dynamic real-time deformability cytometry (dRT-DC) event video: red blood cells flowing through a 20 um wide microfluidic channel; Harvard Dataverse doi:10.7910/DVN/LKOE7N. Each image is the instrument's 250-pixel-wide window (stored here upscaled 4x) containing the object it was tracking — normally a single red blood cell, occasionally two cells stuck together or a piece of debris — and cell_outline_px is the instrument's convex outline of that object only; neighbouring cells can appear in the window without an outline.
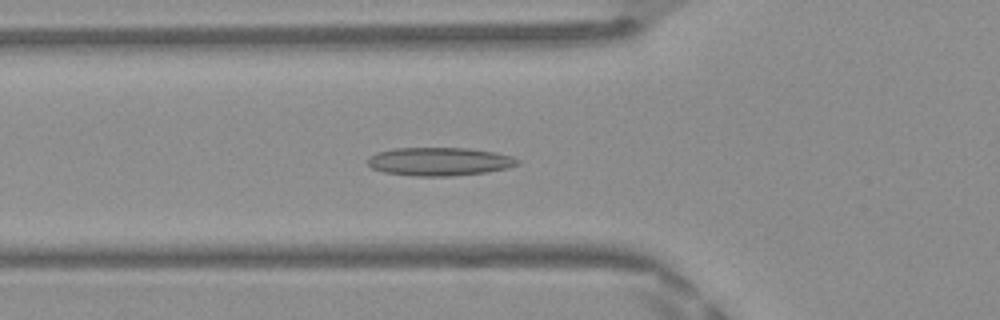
{"species": "Egyptian fruit bat (a non-hibernating species)", "species_latin": "Rousettus aegyptiacus", "temperature_condition": "warm", "stored_images_in_passage": 40, "camera_frame_rate_fps": 3000, "um_per_image_px": 0.085, "frame": {"image": 1, "passage_image": 9, "time_ms": 2.667, "image_size_px": [1000, 320], "cell_outline_px": [[520, 164], [508, 168], [488, 172], [452, 176], [412, 176], [384, 172], [372, 168], [368, 164], [368, 156], [376, 152], [396, 148], [468, 148], [496, 152], [512, 156], [520, 160]], "centroid_in_image_um": [37.37, 13.73], "position_along_channel_um": 88.4, "area_um2": 24.97}}
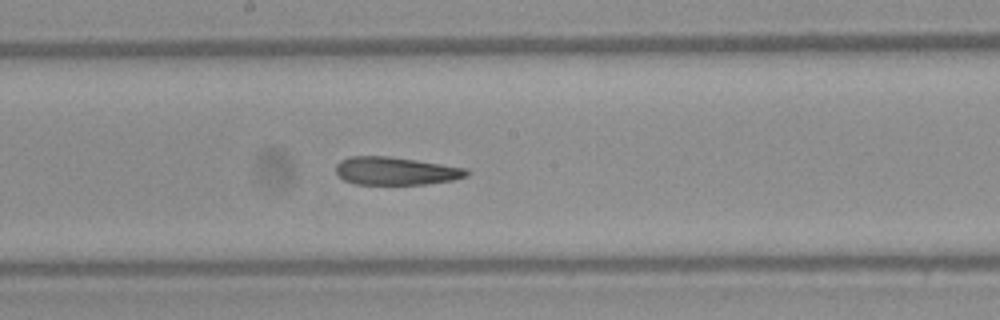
{"frame": {"image": 2, "passage_image": 18, "time_ms": 5.667, "image_size_px": [1000, 320], "cell_outline_px": [[468, 176], [452, 180], [428, 184], [356, 184], [344, 180], [336, 172], [336, 164], [340, 160], [348, 156], [388, 156], [468, 168]], "centroid_in_image_um": [33.63, 14.53], "position_along_channel_um": 214.6, "area_um2": 21.27}}
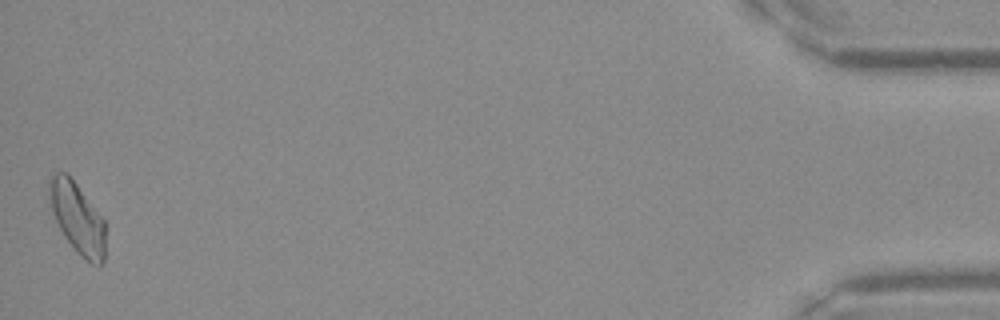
{"frame": {"image": 3, "passage_image": 40, "time_ms": 13.0, "image_size_px": [1000, 320], "cell_outline_px": [[104, 260], [100, 264], [92, 264], [76, 252], [64, 236], [52, 212], [48, 200], [48, 180], [56, 172], [68, 172], [104, 220]], "centroid_in_image_um": [6.54, 18.48], "position_along_channel_um": 428.7, "area_um2": 23.12}, "authors_computed_cell_mechanics": {"area_um2": 22.4842, "velocity_mm_per_s": 4.1788, "shape_relaxation_time_tau1_ms": null, "shape_relaxation_time_tau2_ms": 5.2188, "deformation_change_tau1": null, "deformation_change_tau2": 0.1656}}